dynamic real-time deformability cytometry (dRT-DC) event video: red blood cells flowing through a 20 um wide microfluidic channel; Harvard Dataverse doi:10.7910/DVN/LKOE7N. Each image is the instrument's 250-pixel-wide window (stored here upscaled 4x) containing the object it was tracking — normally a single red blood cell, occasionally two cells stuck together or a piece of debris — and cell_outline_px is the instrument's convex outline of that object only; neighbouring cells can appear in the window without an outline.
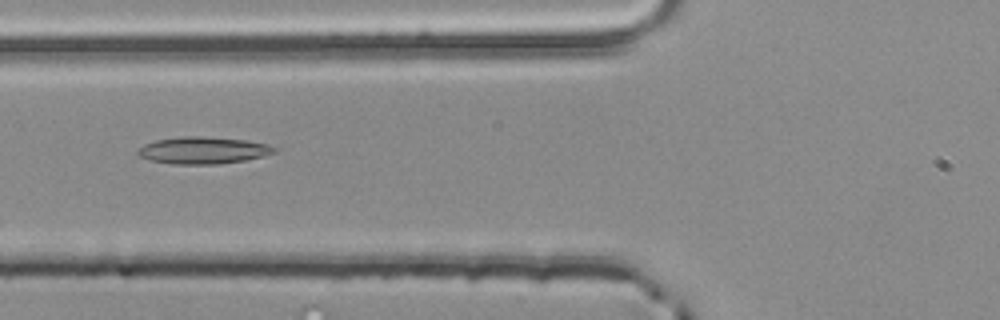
{"species": "common noctule bat (a hibernating species)", "species_latin": "Nyctalus noctula", "temperature_condition": "room temperature", "stored_images_in_passage": 2, "camera_frame_rate_fps": 3000, "um_per_image_px": 0.085, "animal": {"sex": "male", "body_mass_g": 20.4}, "frame": {"image": 1, "passage_image": 2, "time_ms": 0.333, "image_size_px": [1000, 320], "cell_outline_px": [[276, 152], [264, 156], [244, 160], [216, 164], [172, 164], [152, 160], [140, 156], [136, 152], [144, 144], [156, 140], [184, 136], [200, 136], [244, 140], [268, 144], [276, 148]], "centroid_in_image_um": [17.27, 12.78], "position_along_channel_um": 108.5, "area_um2": 21.21}}